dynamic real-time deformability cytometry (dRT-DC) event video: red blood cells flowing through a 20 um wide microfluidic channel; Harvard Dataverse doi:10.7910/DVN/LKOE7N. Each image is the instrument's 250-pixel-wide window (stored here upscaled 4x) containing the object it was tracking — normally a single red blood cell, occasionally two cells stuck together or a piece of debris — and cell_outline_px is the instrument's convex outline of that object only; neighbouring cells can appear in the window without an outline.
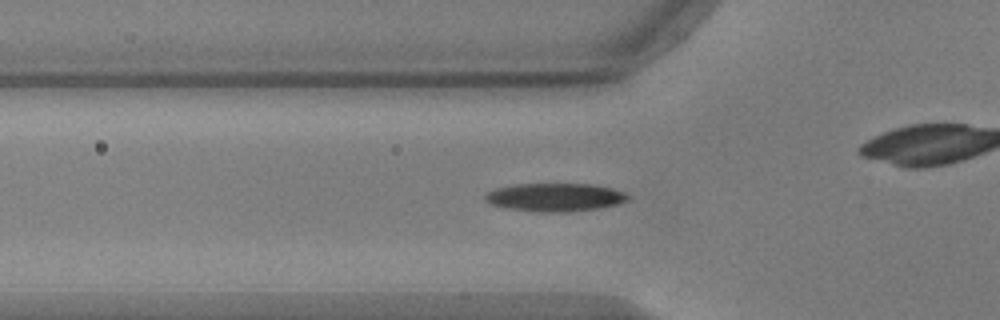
{"species": "common noctule bat (a hibernating species)", "species_latin": "Nyctalus noctula", "temperature_condition": "warm", "stored_images_in_passage": 45, "camera_frame_rate_fps": 3000, "um_per_image_px": 0.085, "animal": {"sex": "male", "body_mass_g": 17.9, "forearm_length_mm": 54.2}, "frame": {"image": 1, "passage_image": 8, "time_ms": 2.333, "image_size_px": [1000, 320], "cell_outline_px": [[628, 200], [616, 204], [600, 208], [568, 212], [532, 212], [508, 208], [492, 204], [484, 200], [484, 196], [488, 192], [496, 188], [516, 184], [592, 184], [612, 188], [624, 192], [628, 196]], "centroid_in_image_um": [47.17, 16.77], "position_along_channel_um": 78.6, "area_um2": 23.47}}
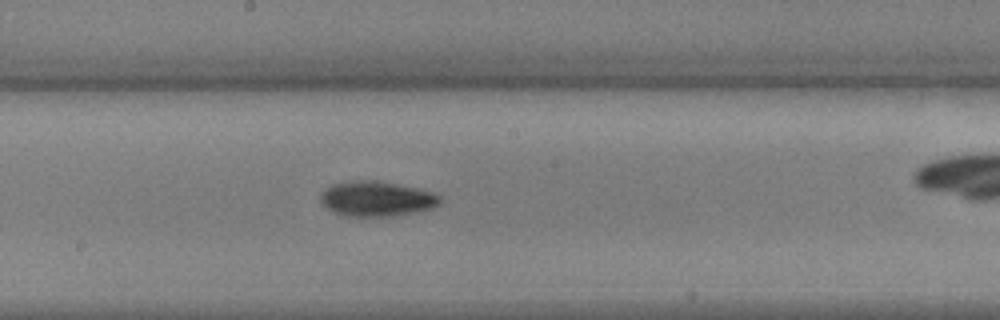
{"frame": {"image": 2, "passage_image": 19, "time_ms": 6.0, "image_size_px": [1000, 320], "cell_outline_px": [[444, 200], [440, 204], [432, 208], [416, 212], [392, 216], [348, 216], [336, 212], [328, 208], [320, 200], [320, 192], [332, 184], [352, 180], [368, 180], [416, 188], [436, 192]], "centroid_in_image_um": [32.05, 16.9], "position_along_channel_um": 216.2, "area_um2": 24.28}}
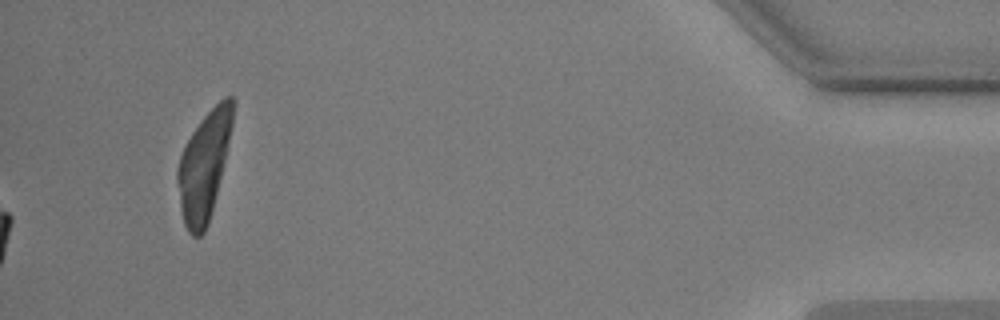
{"frame": {"image": 3, "passage_image": 45, "time_ms": 14.667, "image_size_px": [1000, 320], "cell_outline_px": [[232, 124], [224, 160], [208, 224], [204, 232], [200, 236], [192, 236], [188, 232], [184, 224], [180, 208], [176, 180], [176, 172], [180, 156], [192, 132], [200, 120], [224, 96], [232, 96]], "centroid_in_image_um": [17.29, 14.13], "position_along_channel_um": 417.9, "area_um2": 33.81}, "authors_computed_cell_mechanics": {"area_um2": 22.4842, "velocity_mm_per_s": 3.7321, "shape_relaxation_time_tau1_ms": 3.2167, "shape_relaxation_time_tau2_ms": null, "deformation_change_tau1": 0.1385, "deformation_change_tau2": null}}